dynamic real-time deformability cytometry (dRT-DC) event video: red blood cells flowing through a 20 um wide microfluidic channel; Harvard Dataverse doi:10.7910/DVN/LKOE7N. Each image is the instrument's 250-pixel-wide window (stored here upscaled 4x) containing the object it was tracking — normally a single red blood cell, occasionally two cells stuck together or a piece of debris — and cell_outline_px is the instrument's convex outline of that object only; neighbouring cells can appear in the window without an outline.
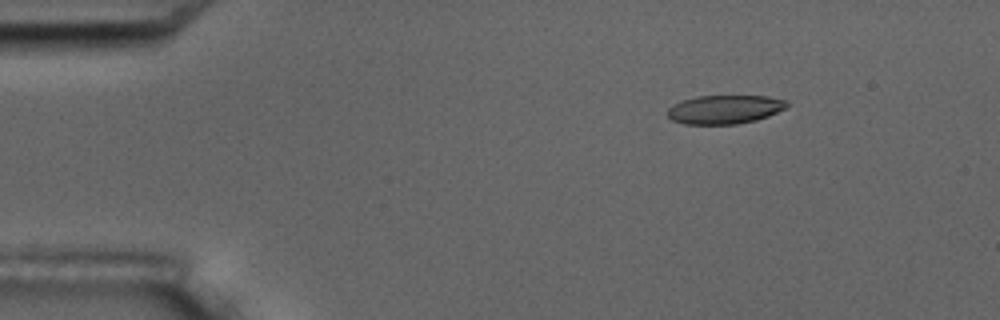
{"species": "common noctule bat (a hibernating species)", "species_latin": "Nyctalus noctula", "temperature_condition": "room temperature", "stored_images_in_passage": 5, "camera_frame_rate_fps": 3000, "um_per_image_px": 0.085, "animal": {"sex": "male", "body_mass_g": 17.5, "forearm_length_mm": 52.3}, "frame": {"image": 1, "passage_image": 5, "time_ms": 4.667, "image_size_px": [1000, 320], "cell_outline_px": [[788, 104], [784, 108], [768, 116], [756, 120], [736, 124], [684, 124], [672, 120], [668, 116], [668, 108], [672, 104], [696, 96], [768, 96], [788, 100]], "centroid_in_image_um": [61.59, 9.3], "position_along_channel_um": 23.4, "area_um2": 19.94}}